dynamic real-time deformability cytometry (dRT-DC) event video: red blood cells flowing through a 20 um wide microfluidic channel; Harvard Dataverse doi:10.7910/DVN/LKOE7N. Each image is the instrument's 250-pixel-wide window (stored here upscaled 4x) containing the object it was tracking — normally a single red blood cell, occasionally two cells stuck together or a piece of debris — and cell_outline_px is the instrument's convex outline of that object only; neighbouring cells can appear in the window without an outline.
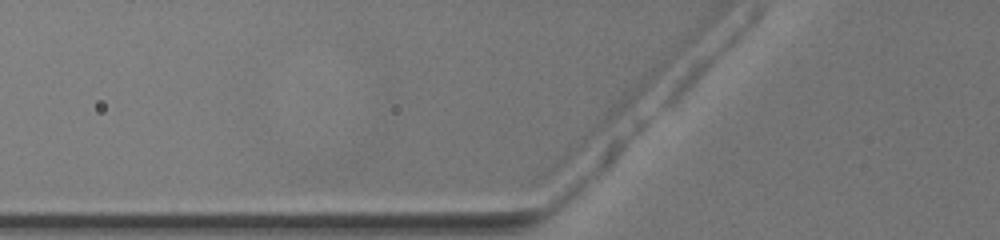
{"species": "common noctule bat (a hibernating species)", "species_latin": "Nyctalus noctula", "temperature_condition": "warm", "stored_images_in_passage": 2, "camera_frame_rate_fps": 3000, "um_per_image_px": 0.085, "animal": {"sex": "female", "body_mass_g": 19.5, "forearm_length_mm": 54.1}, "frame": {"image": 1, "passage_image": 2, "time_ms": 0.333, "image_size_px": [1000, 240], "cell_outline_px": [[664, 64], [660, 72], [560, 176], [544, 176], [540, 164], [652, 68]], "centroid_in_image_um": [50.5, 10.91], "position_along_channel_um": 75.3, "area_um2": 17.22}}